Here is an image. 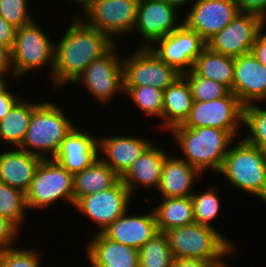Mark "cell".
<instances>
[{"label":"cell","mask_w":266,"mask_h":267,"mask_svg":"<svg viewBox=\"0 0 266 267\" xmlns=\"http://www.w3.org/2000/svg\"><path fill=\"white\" fill-rule=\"evenodd\" d=\"M179 145L180 158L204 173L219 172L235 138L226 130L214 127H173L169 130Z\"/></svg>","instance_id":"2"},{"label":"cell","mask_w":266,"mask_h":267,"mask_svg":"<svg viewBox=\"0 0 266 267\" xmlns=\"http://www.w3.org/2000/svg\"><path fill=\"white\" fill-rule=\"evenodd\" d=\"M164 91L152 86L124 87V94L128 95L142 113L147 117L159 118L162 121Z\"/></svg>","instance_id":"34"},{"label":"cell","mask_w":266,"mask_h":267,"mask_svg":"<svg viewBox=\"0 0 266 267\" xmlns=\"http://www.w3.org/2000/svg\"><path fill=\"white\" fill-rule=\"evenodd\" d=\"M187 79L193 101H211L226 96L230 90L222 83L197 76L192 70L183 74Z\"/></svg>","instance_id":"35"},{"label":"cell","mask_w":266,"mask_h":267,"mask_svg":"<svg viewBox=\"0 0 266 267\" xmlns=\"http://www.w3.org/2000/svg\"><path fill=\"white\" fill-rule=\"evenodd\" d=\"M7 148L0 151V182L26 193L43 159L19 147Z\"/></svg>","instance_id":"24"},{"label":"cell","mask_w":266,"mask_h":267,"mask_svg":"<svg viewBox=\"0 0 266 267\" xmlns=\"http://www.w3.org/2000/svg\"><path fill=\"white\" fill-rule=\"evenodd\" d=\"M243 126L248 130L243 139L266 152V106L262 103L244 106Z\"/></svg>","instance_id":"33"},{"label":"cell","mask_w":266,"mask_h":267,"mask_svg":"<svg viewBox=\"0 0 266 267\" xmlns=\"http://www.w3.org/2000/svg\"><path fill=\"white\" fill-rule=\"evenodd\" d=\"M63 107L46 100L32 111L31 122L19 147L42 159H53L61 142L76 125Z\"/></svg>","instance_id":"5"},{"label":"cell","mask_w":266,"mask_h":267,"mask_svg":"<svg viewBox=\"0 0 266 267\" xmlns=\"http://www.w3.org/2000/svg\"><path fill=\"white\" fill-rule=\"evenodd\" d=\"M216 229L198 223L169 229L165 234L173 257L203 259L218 264L238 252L233 241Z\"/></svg>","instance_id":"3"},{"label":"cell","mask_w":266,"mask_h":267,"mask_svg":"<svg viewBox=\"0 0 266 267\" xmlns=\"http://www.w3.org/2000/svg\"><path fill=\"white\" fill-rule=\"evenodd\" d=\"M8 82L7 78L4 75H0V89L3 88Z\"/></svg>","instance_id":"47"},{"label":"cell","mask_w":266,"mask_h":267,"mask_svg":"<svg viewBox=\"0 0 266 267\" xmlns=\"http://www.w3.org/2000/svg\"><path fill=\"white\" fill-rule=\"evenodd\" d=\"M20 231L13 222L0 215V252L15 247Z\"/></svg>","instance_id":"38"},{"label":"cell","mask_w":266,"mask_h":267,"mask_svg":"<svg viewBox=\"0 0 266 267\" xmlns=\"http://www.w3.org/2000/svg\"><path fill=\"white\" fill-rule=\"evenodd\" d=\"M183 23L207 43L240 12L236 0H194Z\"/></svg>","instance_id":"16"},{"label":"cell","mask_w":266,"mask_h":267,"mask_svg":"<svg viewBox=\"0 0 266 267\" xmlns=\"http://www.w3.org/2000/svg\"><path fill=\"white\" fill-rule=\"evenodd\" d=\"M127 210L102 233L109 239L139 250L148 240L159 233L153 209L146 213L129 214ZM149 212V213H147Z\"/></svg>","instance_id":"19"},{"label":"cell","mask_w":266,"mask_h":267,"mask_svg":"<svg viewBox=\"0 0 266 267\" xmlns=\"http://www.w3.org/2000/svg\"><path fill=\"white\" fill-rule=\"evenodd\" d=\"M181 11L162 0H139L134 35L143 37L138 48H150L157 40L169 35L182 23ZM181 20V21H180Z\"/></svg>","instance_id":"15"},{"label":"cell","mask_w":266,"mask_h":267,"mask_svg":"<svg viewBox=\"0 0 266 267\" xmlns=\"http://www.w3.org/2000/svg\"><path fill=\"white\" fill-rule=\"evenodd\" d=\"M119 135L98 137V155L121 178L153 142L141 136Z\"/></svg>","instance_id":"18"},{"label":"cell","mask_w":266,"mask_h":267,"mask_svg":"<svg viewBox=\"0 0 266 267\" xmlns=\"http://www.w3.org/2000/svg\"><path fill=\"white\" fill-rule=\"evenodd\" d=\"M80 16L72 17L74 19L62 38L55 43V65L50 79L53 88L61 89L73 83L91 62L105 55L116 44Z\"/></svg>","instance_id":"1"},{"label":"cell","mask_w":266,"mask_h":267,"mask_svg":"<svg viewBox=\"0 0 266 267\" xmlns=\"http://www.w3.org/2000/svg\"><path fill=\"white\" fill-rule=\"evenodd\" d=\"M40 252L36 248L14 247L0 252V267H42Z\"/></svg>","instance_id":"36"},{"label":"cell","mask_w":266,"mask_h":267,"mask_svg":"<svg viewBox=\"0 0 266 267\" xmlns=\"http://www.w3.org/2000/svg\"><path fill=\"white\" fill-rule=\"evenodd\" d=\"M251 52L260 63L266 66V29H263V31L257 36Z\"/></svg>","instance_id":"43"},{"label":"cell","mask_w":266,"mask_h":267,"mask_svg":"<svg viewBox=\"0 0 266 267\" xmlns=\"http://www.w3.org/2000/svg\"><path fill=\"white\" fill-rule=\"evenodd\" d=\"M231 92L244 106L266 104V66L252 52L235 57Z\"/></svg>","instance_id":"17"},{"label":"cell","mask_w":266,"mask_h":267,"mask_svg":"<svg viewBox=\"0 0 266 267\" xmlns=\"http://www.w3.org/2000/svg\"><path fill=\"white\" fill-rule=\"evenodd\" d=\"M38 22L17 28L15 42L11 50L14 78L20 80L35 70L46 69L51 79L55 65V40L51 38L44 29L40 28ZM20 78V79H19Z\"/></svg>","instance_id":"6"},{"label":"cell","mask_w":266,"mask_h":267,"mask_svg":"<svg viewBox=\"0 0 266 267\" xmlns=\"http://www.w3.org/2000/svg\"><path fill=\"white\" fill-rule=\"evenodd\" d=\"M203 175L178 154L169 153L163 162L160 185L156 191L159 198L189 197L194 185ZM197 179V180H196Z\"/></svg>","instance_id":"22"},{"label":"cell","mask_w":266,"mask_h":267,"mask_svg":"<svg viewBox=\"0 0 266 267\" xmlns=\"http://www.w3.org/2000/svg\"><path fill=\"white\" fill-rule=\"evenodd\" d=\"M0 75L6 78L11 76L10 79H14L11 49L3 45H0Z\"/></svg>","instance_id":"41"},{"label":"cell","mask_w":266,"mask_h":267,"mask_svg":"<svg viewBox=\"0 0 266 267\" xmlns=\"http://www.w3.org/2000/svg\"><path fill=\"white\" fill-rule=\"evenodd\" d=\"M193 98L187 79L181 75L163 93L162 130L168 131L185 122L190 114Z\"/></svg>","instance_id":"25"},{"label":"cell","mask_w":266,"mask_h":267,"mask_svg":"<svg viewBox=\"0 0 266 267\" xmlns=\"http://www.w3.org/2000/svg\"><path fill=\"white\" fill-rule=\"evenodd\" d=\"M25 196L28 210H41L59 200L73 207V174L53 159H43Z\"/></svg>","instance_id":"7"},{"label":"cell","mask_w":266,"mask_h":267,"mask_svg":"<svg viewBox=\"0 0 266 267\" xmlns=\"http://www.w3.org/2000/svg\"><path fill=\"white\" fill-rule=\"evenodd\" d=\"M29 0H0V16L15 28L32 23L35 19L29 10Z\"/></svg>","instance_id":"37"},{"label":"cell","mask_w":266,"mask_h":267,"mask_svg":"<svg viewBox=\"0 0 266 267\" xmlns=\"http://www.w3.org/2000/svg\"><path fill=\"white\" fill-rule=\"evenodd\" d=\"M215 263L194 258H174L171 267H214Z\"/></svg>","instance_id":"44"},{"label":"cell","mask_w":266,"mask_h":267,"mask_svg":"<svg viewBox=\"0 0 266 267\" xmlns=\"http://www.w3.org/2000/svg\"><path fill=\"white\" fill-rule=\"evenodd\" d=\"M9 88L8 83L0 89V120H2L13 107V105L20 99L19 94H14Z\"/></svg>","instance_id":"40"},{"label":"cell","mask_w":266,"mask_h":267,"mask_svg":"<svg viewBox=\"0 0 266 267\" xmlns=\"http://www.w3.org/2000/svg\"><path fill=\"white\" fill-rule=\"evenodd\" d=\"M75 125L61 142L53 160L68 172L83 171L98 155V137Z\"/></svg>","instance_id":"20"},{"label":"cell","mask_w":266,"mask_h":267,"mask_svg":"<svg viewBox=\"0 0 266 267\" xmlns=\"http://www.w3.org/2000/svg\"><path fill=\"white\" fill-rule=\"evenodd\" d=\"M69 1L75 2V5L78 4L77 6L80 7H78V9H82V13L84 14L92 6L95 0H68V2Z\"/></svg>","instance_id":"46"},{"label":"cell","mask_w":266,"mask_h":267,"mask_svg":"<svg viewBox=\"0 0 266 267\" xmlns=\"http://www.w3.org/2000/svg\"><path fill=\"white\" fill-rule=\"evenodd\" d=\"M138 5L139 0H95L81 18L118 43V36H133Z\"/></svg>","instance_id":"11"},{"label":"cell","mask_w":266,"mask_h":267,"mask_svg":"<svg viewBox=\"0 0 266 267\" xmlns=\"http://www.w3.org/2000/svg\"><path fill=\"white\" fill-rule=\"evenodd\" d=\"M239 11L259 16L266 24V0H236Z\"/></svg>","instance_id":"39"},{"label":"cell","mask_w":266,"mask_h":267,"mask_svg":"<svg viewBox=\"0 0 266 267\" xmlns=\"http://www.w3.org/2000/svg\"><path fill=\"white\" fill-rule=\"evenodd\" d=\"M180 76L150 48H136L123 56L124 87L152 86L164 91Z\"/></svg>","instance_id":"10"},{"label":"cell","mask_w":266,"mask_h":267,"mask_svg":"<svg viewBox=\"0 0 266 267\" xmlns=\"http://www.w3.org/2000/svg\"><path fill=\"white\" fill-rule=\"evenodd\" d=\"M160 199L152 208L159 232L195 223L191 196Z\"/></svg>","instance_id":"28"},{"label":"cell","mask_w":266,"mask_h":267,"mask_svg":"<svg viewBox=\"0 0 266 267\" xmlns=\"http://www.w3.org/2000/svg\"><path fill=\"white\" fill-rule=\"evenodd\" d=\"M212 186L213 185L209 186L208 189L202 192L198 190V193H196L194 191L191 195V199L193 202L195 223L215 228L212 222L215 221L220 214L222 203L218 195V188Z\"/></svg>","instance_id":"32"},{"label":"cell","mask_w":266,"mask_h":267,"mask_svg":"<svg viewBox=\"0 0 266 267\" xmlns=\"http://www.w3.org/2000/svg\"><path fill=\"white\" fill-rule=\"evenodd\" d=\"M41 102L33 103L20 98L10 109L9 113L0 120V142L9 147H20L28 131L32 111Z\"/></svg>","instance_id":"27"},{"label":"cell","mask_w":266,"mask_h":267,"mask_svg":"<svg viewBox=\"0 0 266 267\" xmlns=\"http://www.w3.org/2000/svg\"><path fill=\"white\" fill-rule=\"evenodd\" d=\"M214 267H230L229 264L226 263V261L224 262H221V263H218V264H215Z\"/></svg>","instance_id":"48"},{"label":"cell","mask_w":266,"mask_h":267,"mask_svg":"<svg viewBox=\"0 0 266 267\" xmlns=\"http://www.w3.org/2000/svg\"><path fill=\"white\" fill-rule=\"evenodd\" d=\"M92 236L85 248L92 267H139V250L113 241L102 232Z\"/></svg>","instance_id":"23"},{"label":"cell","mask_w":266,"mask_h":267,"mask_svg":"<svg viewBox=\"0 0 266 267\" xmlns=\"http://www.w3.org/2000/svg\"><path fill=\"white\" fill-rule=\"evenodd\" d=\"M16 29L0 16V45L9 47L12 50L15 42Z\"/></svg>","instance_id":"42"},{"label":"cell","mask_w":266,"mask_h":267,"mask_svg":"<svg viewBox=\"0 0 266 267\" xmlns=\"http://www.w3.org/2000/svg\"><path fill=\"white\" fill-rule=\"evenodd\" d=\"M162 1L169 4L172 7H175L178 11L181 10V8L184 11L183 9L184 7L185 8L187 7L188 9V6H190L194 2V0H162Z\"/></svg>","instance_id":"45"},{"label":"cell","mask_w":266,"mask_h":267,"mask_svg":"<svg viewBox=\"0 0 266 267\" xmlns=\"http://www.w3.org/2000/svg\"><path fill=\"white\" fill-rule=\"evenodd\" d=\"M263 29L265 21L262 18L251 13L239 12L207 42V46L212 51L231 57L248 54Z\"/></svg>","instance_id":"14"},{"label":"cell","mask_w":266,"mask_h":267,"mask_svg":"<svg viewBox=\"0 0 266 267\" xmlns=\"http://www.w3.org/2000/svg\"><path fill=\"white\" fill-rule=\"evenodd\" d=\"M116 43L105 55L91 62L72 83H82L99 103L108 104L118 94L124 95L123 56Z\"/></svg>","instance_id":"8"},{"label":"cell","mask_w":266,"mask_h":267,"mask_svg":"<svg viewBox=\"0 0 266 267\" xmlns=\"http://www.w3.org/2000/svg\"><path fill=\"white\" fill-rule=\"evenodd\" d=\"M173 260L165 233H157L139 249V267H171Z\"/></svg>","instance_id":"31"},{"label":"cell","mask_w":266,"mask_h":267,"mask_svg":"<svg viewBox=\"0 0 266 267\" xmlns=\"http://www.w3.org/2000/svg\"><path fill=\"white\" fill-rule=\"evenodd\" d=\"M207 43L182 23L169 35L157 40L151 51L181 75L192 70L193 64Z\"/></svg>","instance_id":"13"},{"label":"cell","mask_w":266,"mask_h":267,"mask_svg":"<svg viewBox=\"0 0 266 267\" xmlns=\"http://www.w3.org/2000/svg\"><path fill=\"white\" fill-rule=\"evenodd\" d=\"M27 210L25 193L0 182V215L21 230L26 222Z\"/></svg>","instance_id":"30"},{"label":"cell","mask_w":266,"mask_h":267,"mask_svg":"<svg viewBox=\"0 0 266 267\" xmlns=\"http://www.w3.org/2000/svg\"><path fill=\"white\" fill-rule=\"evenodd\" d=\"M233 142L218 172L232 188L257 196L266 203V152L243 138Z\"/></svg>","instance_id":"4"},{"label":"cell","mask_w":266,"mask_h":267,"mask_svg":"<svg viewBox=\"0 0 266 267\" xmlns=\"http://www.w3.org/2000/svg\"><path fill=\"white\" fill-rule=\"evenodd\" d=\"M243 119L244 105L230 91L226 96L208 102L193 101L188 118L175 127H214L228 131L236 139L243 129Z\"/></svg>","instance_id":"9"},{"label":"cell","mask_w":266,"mask_h":267,"mask_svg":"<svg viewBox=\"0 0 266 267\" xmlns=\"http://www.w3.org/2000/svg\"><path fill=\"white\" fill-rule=\"evenodd\" d=\"M234 65L235 57L217 53L206 46L195 60L192 71L197 76L222 83L231 91Z\"/></svg>","instance_id":"29"},{"label":"cell","mask_w":266,"mask_h":267,"mask_svg":"<svg viewBox=\"0 0 266 267\" xmlns=\"http://www.w3.org/2000/svg\"><path fill=\"white\" fill-rule=\"evenodd\" d=\"M120 177L97 157L83 171L73 174L74 203L81 197L112 187Z\"/></svg>","instance_id":"26"},{"label":"cell","mask_w":266,"mask_h":267,"mask_svg":"<svg viewBox=\"0 0 266 267\" xmlns=\"http://www.w3.org/2000/svg\"><path fill=\"white\" fill-rule=\"evenodd\" d=\"M131 199L134 198L119 179L107 190L79 198L74 203L73 209L90 219L92 223L94 222L99 228L95 231L99 233L131 208Z\"/></svg>","instance_id":"12"},{"label":"cell","mask_w":266,"mask_h":267,"mask_svg":"<svg viewBox=\"0 0 266 267\" xmlns=\"http://www.w3.org/2000/svg\"><path fill=\"white\" fill-rule=\"evenodd\" d=\"M155 145L154 141L120 178L132 197L137 196L138 188L157 191L160 185L163 162L170 151Z\"/></svg>","instance_id":"21"}]
</instances>
